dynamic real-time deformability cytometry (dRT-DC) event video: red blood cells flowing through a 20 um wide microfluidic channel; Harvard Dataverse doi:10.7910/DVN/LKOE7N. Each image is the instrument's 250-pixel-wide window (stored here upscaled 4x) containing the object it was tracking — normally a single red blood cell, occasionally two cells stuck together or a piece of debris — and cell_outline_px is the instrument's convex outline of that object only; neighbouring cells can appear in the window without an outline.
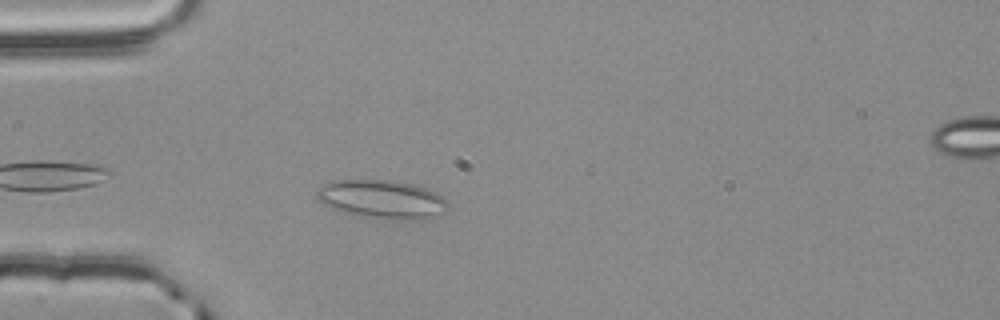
{"species": "common noctule bat (a hibernating species)", "species_latin": "Nyctalus noctula", "temperature_condition": "room temperature", "stored_images_in_passage": 8, "camera_frame_rate_fps": 3000, "um_per_image_px": 0.085, "animal": {"sex": "male", "body_mass_g": 20.4}, "frame": {"image": 1, "passage_image": 3, "time_ms": 0.667, "image_size_px": [1000, 320], "cell_outline_px": [[448, 208], [444, 212], [436, 216], [420, 220], [368, 216], [344, 212], [332, 208], [324, 204], [316, 196], [316, 192], [324, 184], [332, 180], [396, 180], [412, 184], [436, 192], [444, 196], [448, 204]], "centroid_in_image_um": [32.51, 16.91], "position_along_channel_um": 52.5, "area_um2": 29.07}}